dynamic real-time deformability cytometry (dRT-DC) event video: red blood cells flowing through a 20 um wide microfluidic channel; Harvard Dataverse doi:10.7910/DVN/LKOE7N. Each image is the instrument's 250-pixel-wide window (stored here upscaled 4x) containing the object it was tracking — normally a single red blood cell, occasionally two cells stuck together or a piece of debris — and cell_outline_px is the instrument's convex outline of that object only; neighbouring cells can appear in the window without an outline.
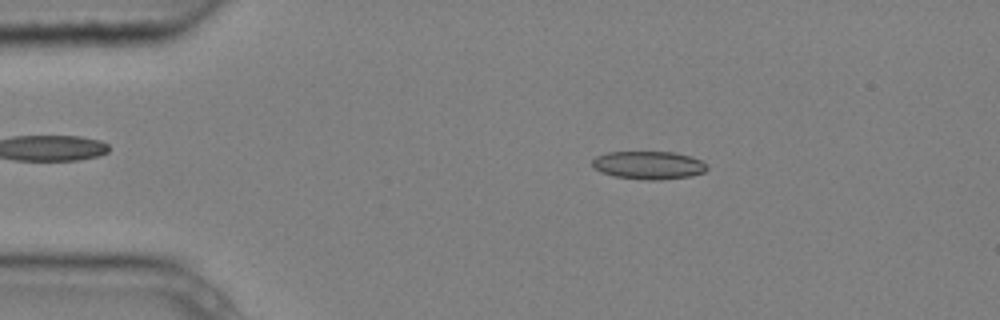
{"species": "common noctule bat (a hibernating species)", "species_latin": "Nyctalus noctula", "temperature_condition": "cold", "stored_images_in_passage": 4, "camera_frame_rate_fps": 3000, "um_per_image_px": 0.085, "animal": {"sex": "male", "body_mass_g": 20.4}, "frame": {"image": 1, "passage_image": 2, "time_ms": 0.333, "image_size_px": [1000, 320], "cell_outline_px": [[708, 168], [704, 172], [692, 176], [660, 180], [648, 180], [616, 176], [600, 172], [592, 168], [592, 160], [596, 156], [608, 152], [672, 152], [692, 156], [708, 164]], "centroid_in_image_um": [55.14, 14.04], "position_along_channel_um": 29.9, "area_um2": 18.9}}